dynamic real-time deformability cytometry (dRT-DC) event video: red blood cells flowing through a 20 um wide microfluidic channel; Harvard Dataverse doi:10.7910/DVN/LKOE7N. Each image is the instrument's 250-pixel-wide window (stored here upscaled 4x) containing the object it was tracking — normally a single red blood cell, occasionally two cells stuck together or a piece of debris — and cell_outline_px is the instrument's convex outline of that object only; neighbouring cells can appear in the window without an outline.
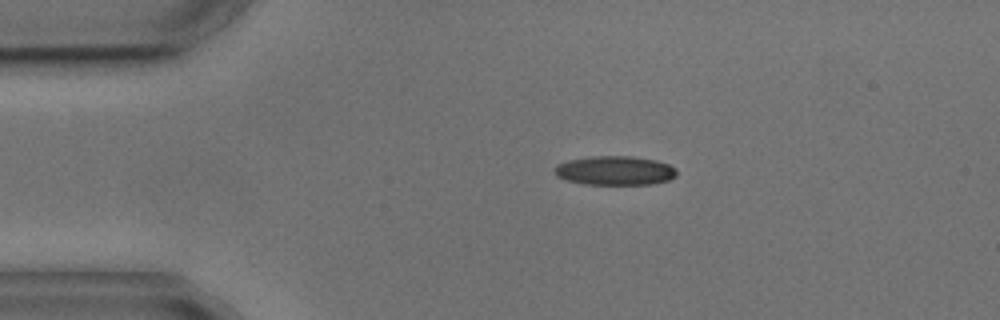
{"species": "common noctule bat (a hibernating species)", "species_latin": "Nyctalus noctula", "temperature_condition": "cold", "stored_images_in_passage": 4, "camera_frame_rate_fps": 3000, "um_per_image_px": 0.085, "animal": {"sex": "male", "body_mass_g": 17.9, "forearm_length_mm": 54.2}, "frame": {"image": 1, "passage_image": 3, "time_ms": 2.333, "image_size_px": [1000, 320], "cell_outline_px": [[676, 176], [668, 180], [652, 184], [584, 184], [568, 180], [556, 176], [552, 168], [556, 164], [568, 160], [592, 156], [632, 156], [656, 160], [668, 164], [676, 168]], "centroid_in_image_um": [52.24, 14.49], "position_along_channel_um": 32.8, "area_um2": 20.81}}